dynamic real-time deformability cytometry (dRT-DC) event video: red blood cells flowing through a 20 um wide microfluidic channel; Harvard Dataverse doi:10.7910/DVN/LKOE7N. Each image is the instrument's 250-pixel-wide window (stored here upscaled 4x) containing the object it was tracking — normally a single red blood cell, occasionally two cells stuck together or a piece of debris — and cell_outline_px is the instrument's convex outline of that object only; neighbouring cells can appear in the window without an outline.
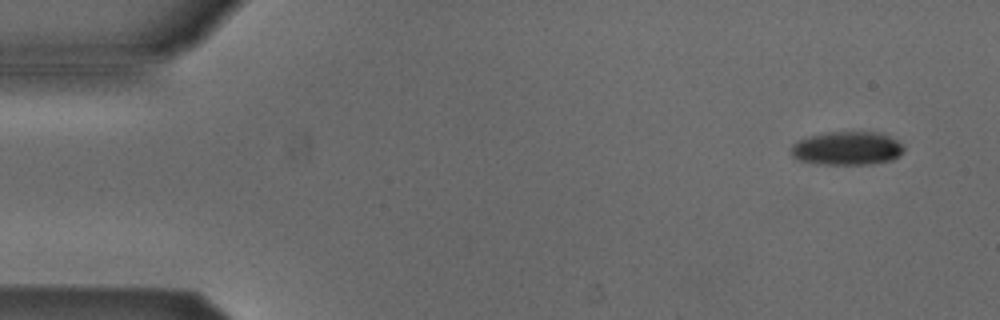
{"species": "Egyptian fruit bat (a non-hibernating species)", "species_latin": "Rousettus aegyptiacus", "temperature_condition": "cold", "stored_images_in_passage": 5, "camera_frame_rate_fps": 3000, "um_per_image_px": 0.085, "animal": {"sex": "male"}, "frame": {"image": 1, "passage_image": 1, "time_ms": 0.0, "image_size_px": [1000, 320], "cell_outline_px": [[904, 148], [900, 156], [892, 160], [872, 164], [820, 164], [800, 160], [792, 156], [792, 144], [796, 140], [808, 136], [828, 132], [876, 132], [888, 136], [896, 140]], "centroid_in_image_um": [71.98, 12.61], "position_along_channel_um": 13.0, "area_um2": 21.96}}
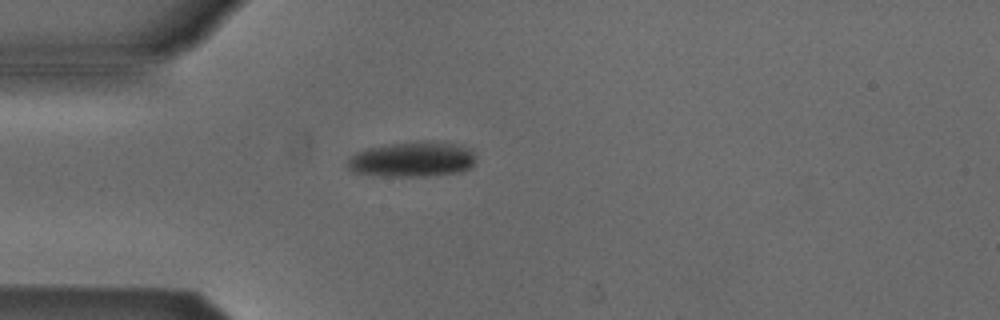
{"frame": {"image": 2, "passage_image": 4, "time_ms": 1.0, "image_size_px": [1000, 320], "cell_outline_px": [[476, 160], [468, 168], [460, 172], [428, 176], [380, 176], [352, 172], [344, 164], [356, 152], [368, 148], [388, 144], [420, 140], [444, 140], [464, 144], [472, 148], [476, 156]], "centroid_in_image_um": [35.11, 13.51], "position_along_channel_um": 49.9, "area_um2": 27.22}}